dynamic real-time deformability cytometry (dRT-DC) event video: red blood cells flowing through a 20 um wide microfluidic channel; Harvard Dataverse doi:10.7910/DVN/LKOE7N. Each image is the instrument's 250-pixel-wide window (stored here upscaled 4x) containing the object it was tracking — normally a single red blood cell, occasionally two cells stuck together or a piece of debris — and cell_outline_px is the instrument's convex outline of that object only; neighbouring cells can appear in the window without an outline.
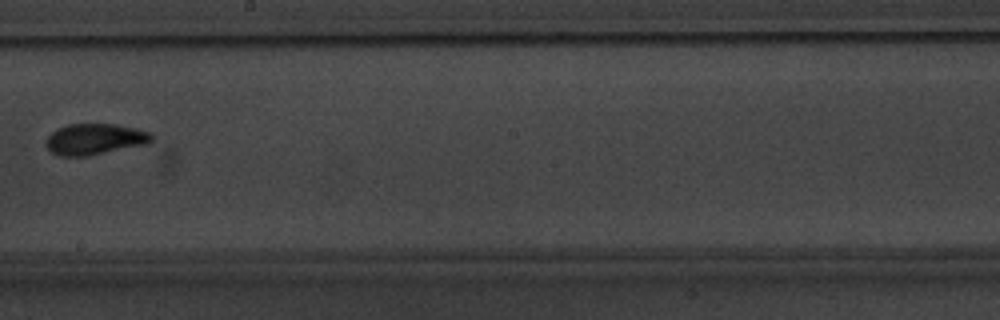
{"species": "common noctule bat (a hibernating species)", "species_latin": "Nyctalus noctula", "temperature_condition": "warm", "stored_images_in_passage": 10, "camera_frame_rate_fps": 3000, "um_per_image_px": 0.085, "animal": {"sex": "male", "body_mass_g": 20.1, "forearm_length_mm": 53.5}, "frame": {"image": 1, "passage_image": 9, "time_ms": 10.0, "image_size_px": [1000, 320], "cell_outline_px": [[152, 140], [148, 144], [88, 156], [60, 156], [52, 152], [44, 144], [44, 140], [56, 128], [68, 124], [116, 124], [136, 128], [152, 132]], "centroid_in_image_um": [8.05, 11.82], "position_along_channel_um": 240.1, "area_um2": 19.36}}